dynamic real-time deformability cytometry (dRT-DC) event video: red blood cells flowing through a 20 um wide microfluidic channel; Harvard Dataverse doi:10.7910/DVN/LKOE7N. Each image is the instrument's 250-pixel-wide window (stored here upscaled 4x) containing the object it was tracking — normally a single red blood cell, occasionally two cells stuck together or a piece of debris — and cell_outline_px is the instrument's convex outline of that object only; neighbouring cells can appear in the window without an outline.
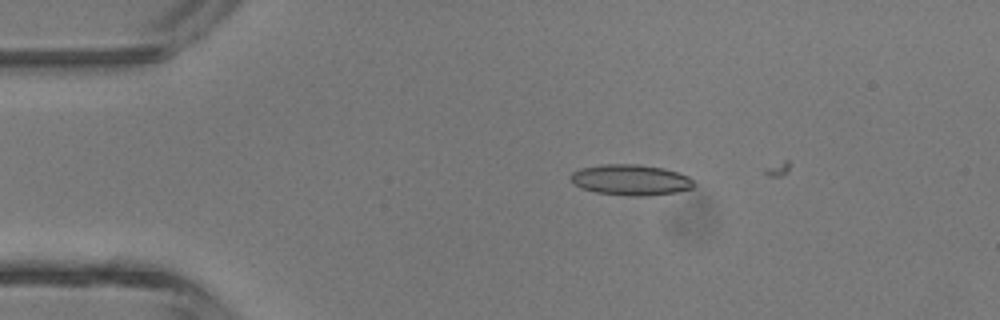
{"species": "common noctule bat (a hibernating species)", "species_latin": "Nyctalus noctula", "temperature_condition": "room temperature", "stored_images_in_passage": 4, "camera_frame_rate_fps": 3000, "um_per_image_px": 0.085, "animal": {"sex": "male", "body_mass_g": 13.3}, "frame": {"image": 1, "passage_image": 3, "time_ms": 2.333, "image_size_px": [1000, 320], "cell_outline_px": [[696, 184], [692, 188], [676, 192], [648, 196], [628, 196], [596, 192], [580, 188], [572, 184], [568, 176], [572, 172], [580, 168], [600, 164], [640, 164], [664, 168], [688, 176]], "centroid_in_image_um": [53.56, 15.29], "position_along_channel_um": 31.4, "area_um2": 22.43}}